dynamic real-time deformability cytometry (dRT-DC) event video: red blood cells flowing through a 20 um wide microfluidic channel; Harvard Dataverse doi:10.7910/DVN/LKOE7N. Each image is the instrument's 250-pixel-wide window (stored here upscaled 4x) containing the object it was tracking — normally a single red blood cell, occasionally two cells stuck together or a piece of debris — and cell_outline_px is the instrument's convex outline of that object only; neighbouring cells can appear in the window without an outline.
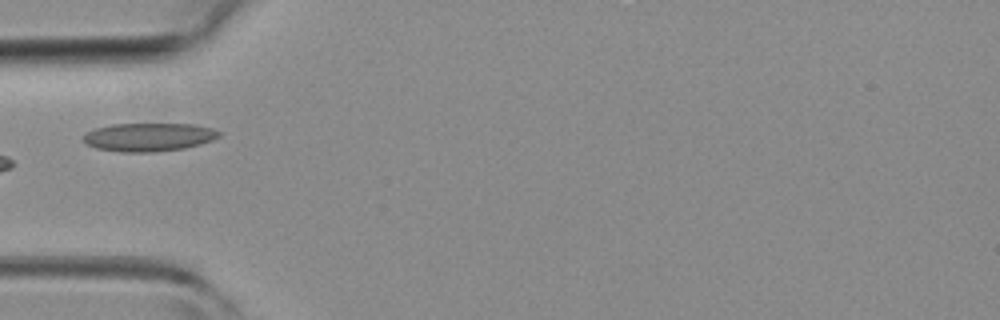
{"species": "common noctule bat (a hibernating species)", "species_latin": "Nyctalus noctula", "temperature_condition": "room temperature", "stored_images_in_passage": 4, "camera_frame_rate_fps": 3000, "um_per_image_px": 0.085, "animal": {"sex": "female", "body_mass_g": 19.3, "forearm_length_mm": 54.1}, "frame": {"image": 1, "passage_image": 4, "time_ms": 3.667, "image_size_px": [1000, 320], "cell_outline_px": [[220, 136], [212, 140], [200, 144], [184, 148], [152, 152], [120, 152], [96, 148], [84, 144], [84, 136], [88, 132], [96, 128], [112, 124], [192, 124], [212, 128], [220, 132]], "centroid_in_image_um": [12.64, 11.65], "position_along_channel_um": 72.4, "area_um2": 22.31}}